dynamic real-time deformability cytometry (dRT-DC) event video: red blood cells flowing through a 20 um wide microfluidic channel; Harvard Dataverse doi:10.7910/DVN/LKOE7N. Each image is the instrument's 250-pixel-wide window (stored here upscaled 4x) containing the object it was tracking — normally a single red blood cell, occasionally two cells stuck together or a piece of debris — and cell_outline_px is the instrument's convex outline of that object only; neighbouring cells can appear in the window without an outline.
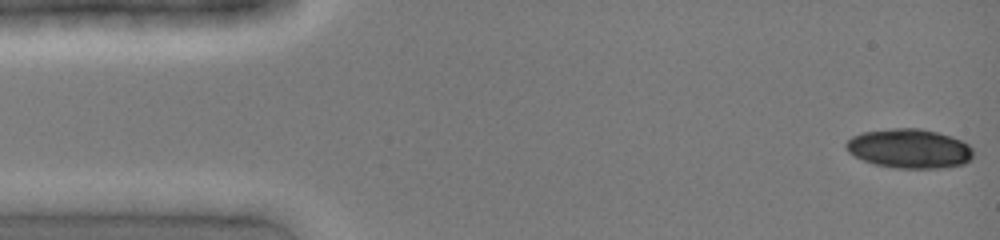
{"species": "common noctule bat (a hibernating species)", "species_latin": "Nyctalus noctula", "temperature_condition": "cold", "stored_images_in_passage": 3, "camera_frame_rate_fps": 3000, "um_per_image_px": 0.085, "animal": {"sex": "female", "body_mass_g": 19.0, "forearm_length_mm": 51.5}, "frame": {"image": 1, "passage_image": 1, "time_ms": 0.0, "image_size_px": [1000, 240], "cell_outline_px": [[972, 160], [964, 164], [940, 168], [896, 168], [876, 164], [864, 160], [848, 152], [844, 144], [852, 136], [864, 132], [896, 128], [920, 128], [952, 136], [968, 144], [972, 148]], "centroid_in_image_um": [77.32, 12.63], "position_along_channel_um": 7.7, "area_um2": 29.02}}